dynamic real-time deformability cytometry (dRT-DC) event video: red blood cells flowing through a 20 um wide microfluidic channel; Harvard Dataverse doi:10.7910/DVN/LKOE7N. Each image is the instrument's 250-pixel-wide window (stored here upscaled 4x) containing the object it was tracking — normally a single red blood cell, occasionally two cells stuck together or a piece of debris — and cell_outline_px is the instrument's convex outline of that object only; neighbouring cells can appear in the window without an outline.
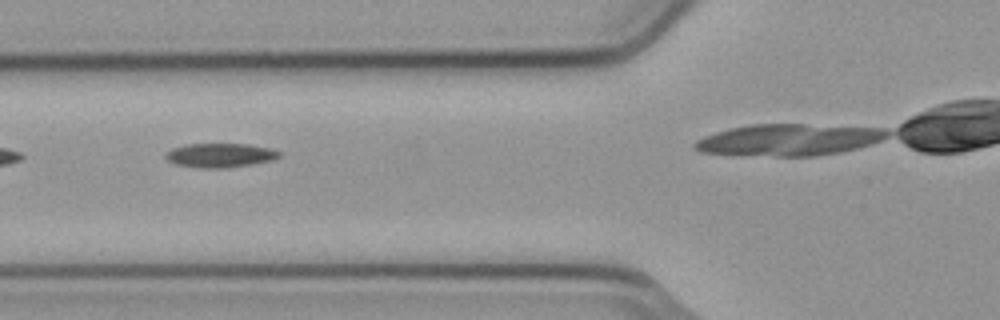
{"species": "common noctule bat (a hibernating species)", "species_latin": "Nyctalus noctula", "temperature_condition": "cold", "stored_images_in_passage": 4, "camera_frame_rate_fps": 3000, "um_per_image_px": 0.085, "animal": {"sex": "male", "body_mass_g": 23.1, "forearm_length_mm": 52.7}, "frame": {"image": 1, "passage_image": 2, "time_ms": 0.333, "image_size_px": [1000, 320], "cell_outline_px": [[280, 156], [272, 160], [228, 168], [196, 168], [176, 164], [168, 160], [164, 156], [172, 148], [184, 144], [248, 144], [268, 148], [280, 152]], "centroid_in_image_um": [18.67, 13.2], "position_along_channel_um": 107.1, "area_um2": 15.9}}